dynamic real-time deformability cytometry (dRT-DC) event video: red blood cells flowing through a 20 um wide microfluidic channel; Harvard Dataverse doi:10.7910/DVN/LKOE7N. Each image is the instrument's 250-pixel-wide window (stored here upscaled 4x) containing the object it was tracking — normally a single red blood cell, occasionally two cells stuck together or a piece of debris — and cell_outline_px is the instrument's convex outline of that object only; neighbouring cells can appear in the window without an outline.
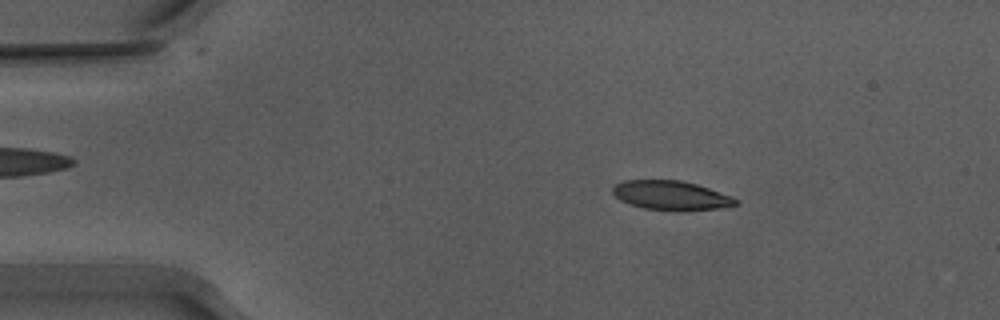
{"species": "Egyptian fruit bat (a non-hibernating species)", "species_latin": "Rousettus aegyptiacus", "temperature_condition": "warm", "stored_images_in_passage": 53, "camera_frame_rate_fps": 3000, "um_per_image_px": 0.085, "animal": {"sex": "male"}, "frame": {"image": 1, "passage_image": 9, "time_ms": 2.667, "image_size_px": [1000, 320], "cell_outline_px": [[740, 200], [736, 204], [720, 208], [644, 208], [620, 200], [612, 192], [612, 188], [616, 184], [624, 180], [680, 180], [696, 184], [732, 196]], "centroid_in_image_um": [57.01, 16.55], "position_along_channel_um": 28.0, "area_um2": 19.94}}
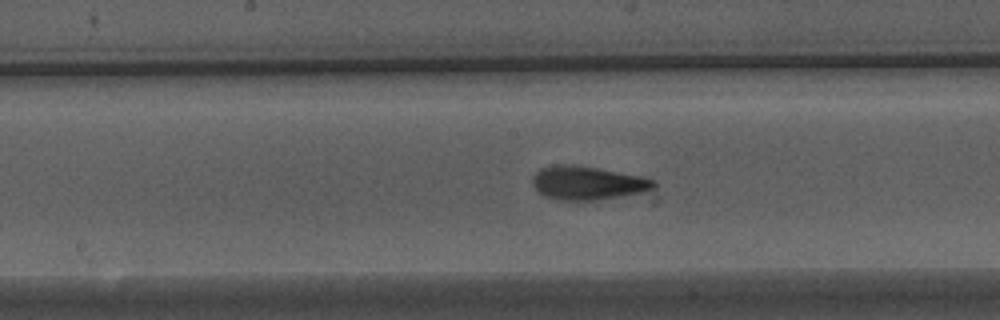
{"frame": {"image": 2, "passage_image": 27, "time_ms": 8.667, "image_size_px": [1000, 320], "cell_outline_px": [[656, 184], [652, 188], [640, 192], [596, 200], [560, 200], [540, 196], [532, 184], [532, 176], [540, 168], [564, 164], [596, 168], [644, 176], [656, 180]], "centroid_in_image_um": [49.89, 15.56], "position_along_channel_um": 198.3, "area_um2": 23.58}}
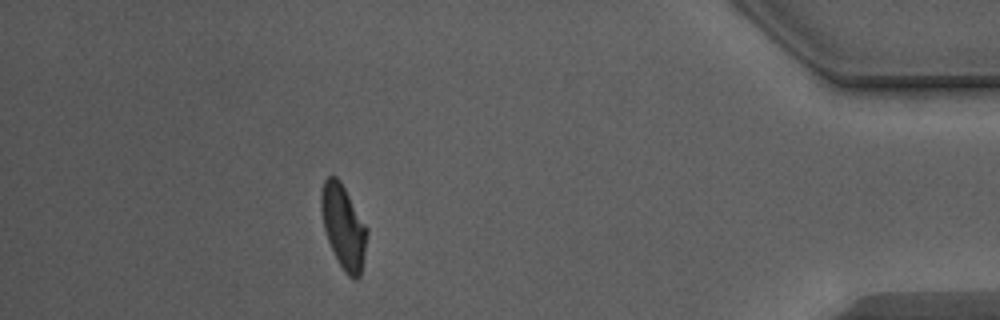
{"frame": {"image": 3, "passage_image": 47, "time_ms": 15.333, "image_size_px": [1000, 320], "cell_outline_px": [[368, 232], [364, 256], [360, 276], [356, 280], [352, 280], [344, 272], [328, 240], [324, 228], [320, 208], [320, 196], [324, 180], [328, 176], [336, 176], [340, 180], [368, 228]], "centroid_in_image_um": [29.2, 19.26], "position_along_channel_um": 406.0, "area_um2": 22.31}, "authors_computed_cell_mechanics": {"area_um2": 22.1374, "velocity_mm_per_s": 3.8905, "shape_relaxation_time_tau1_ms": 4.2278, "shape_relaxation_time_tau2_ms": 1.4646, "deformation_change_tau1": 0.1722, "deformation_change_tau2": 0.0722}}